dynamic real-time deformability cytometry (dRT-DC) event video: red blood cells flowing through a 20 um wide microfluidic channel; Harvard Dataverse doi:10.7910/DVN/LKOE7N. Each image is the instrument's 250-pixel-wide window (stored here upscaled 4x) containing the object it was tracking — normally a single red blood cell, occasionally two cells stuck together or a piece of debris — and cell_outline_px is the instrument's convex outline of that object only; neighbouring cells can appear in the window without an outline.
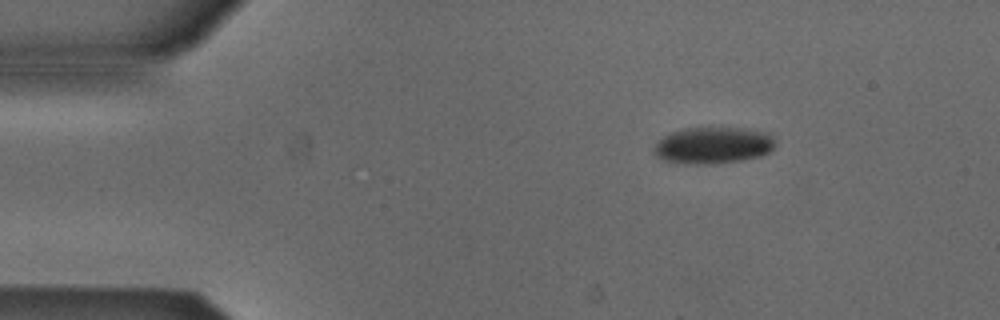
{"species": "Egyptian fruit bat (a non-hibernating species)", "species_latin": "Rousettus aegyptiacus", "temperature_condition": "cold", "stored_images_in_passage": 46, "camera_frame_rate_fps": 3000, "um_per_image_px": 0.085, "animal": {"sex": "male"}, "frame": {"image": 1, "passage_image": 1, "time_ms": 0.0, "image_size_px": [1000, 320], "cell_outline_px": [[776, 144], [768, 152], [760, 156], [740, 160], [712, 164], [676, 164], [664, 160], [656, 156], [652, 152], [652, 148], [656, 140], [672, 132], [684, 128], [744, 128], [772, 132]], "centroid_in_image_um": [60.58, 12.35], "position_along_channel_um": 24.4, "area_um2": 26.41}}
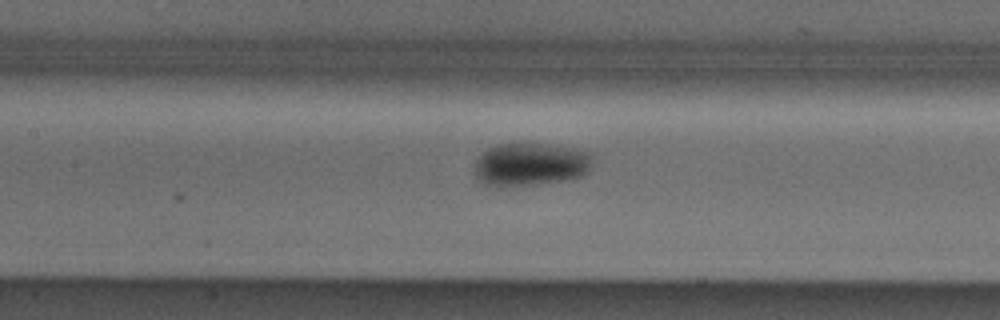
{"frame": {"image": 2, "passage_image": 17, "time_ms": 5.333, "image_size_px": [1000, 320], "cell_outline_px": [[592, 164], [588, 172], [584, 176], [564, 180], [540, 184], [504, 188], [484, 184], [476, 180], [476, 160], [488, 148], [496, 144], [556, 144], [592, 152]], "centroid_in_image_um": [45.12, 13.99], "position_along_channel_um": 162.3, "area_um2": 30.23}}
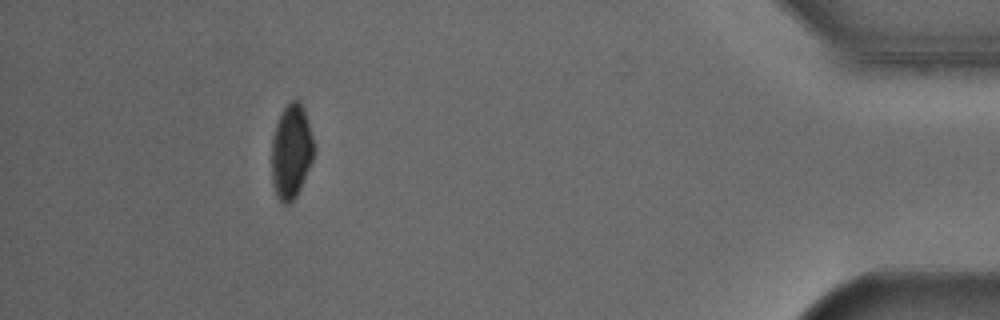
{"frame": {"image": 3, "passage_image": 41, "time_ms": 13.333, "image_size_px": [1000, 320], "cell_outline_px": [[316, 152], [300, 188], [296, 196], [288, 204], [284, 204], [280, 200], [272, 184], [272, 140], [276, 124], [280, 112], [292, 100], [300, 100], [304, 108], [316, 148]], "centroid_in_image_um": [24.77, 12.85], "position_along_channel_um": 410.4, "area_um2": 23.29}, "authors_computed_cell_mechanics": {"area_um2": 27.2527, "velocity_mm_per_s": 3.8767, "shape_relaxation_time_tau1_ms": 4.0508, "shape_relaxation_time_tau2_ms": null, "deformation_change_tau1": 0.0697, "deformation_change_tau2": null}}